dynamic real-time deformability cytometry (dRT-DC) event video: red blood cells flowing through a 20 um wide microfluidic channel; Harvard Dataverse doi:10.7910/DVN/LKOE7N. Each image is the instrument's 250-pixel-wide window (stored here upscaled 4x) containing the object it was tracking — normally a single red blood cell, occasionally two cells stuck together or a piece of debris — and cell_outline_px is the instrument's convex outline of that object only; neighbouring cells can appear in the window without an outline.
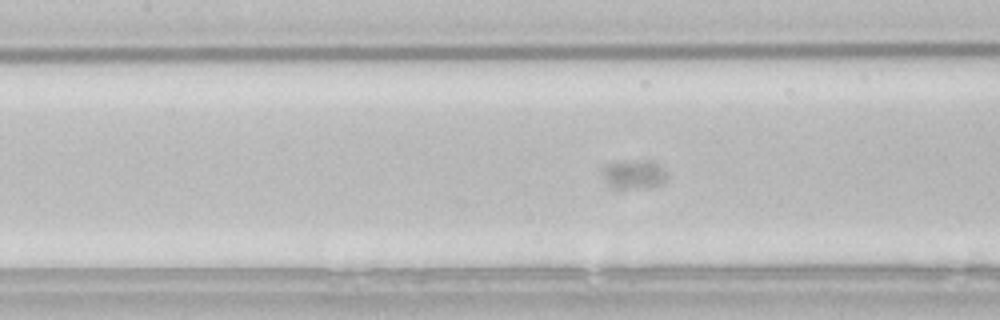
{"species": "common noctule bat (a hibernating species)", "species_latin": "Nyctalus noctula", "temperature_condition": "room temperature", "stored_images_in_passage": 58, "camera_frame_rate_fps": 3000, "um_per_image_px": 0.085, "animal": {"sex": "male", "body_mass_g": 21.5, "forearm_length_mm": 52.0}, "frame": {"image": 1, "passage_image": 22, "time_ms": 7.0, "image_size_px": [1000, 320], "cell_outline_px": [[664, 180], [660, 184], [648, 188], [608, 188], [600, 168], [608, 164], [648, 160], [656, 164], [664, 172]], "centroid_in_image_um": [53.78, 14.86], "position_along_channel_um": 153.6, "area_um2": 10.52}}
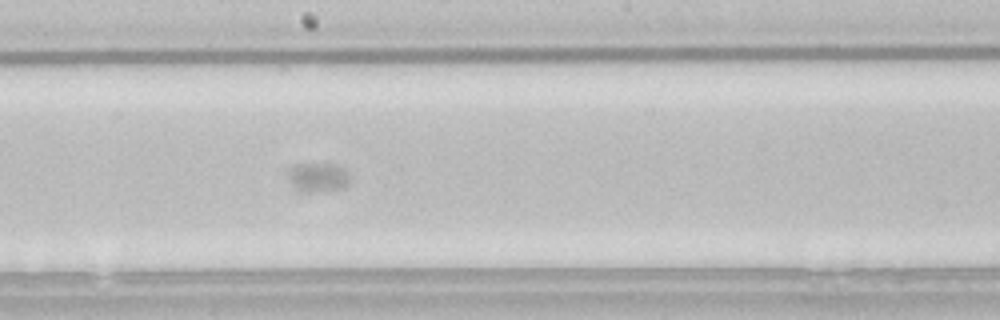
{"frame": {"image": 2, "passage_image": 28, "time_ms": 9.0, "image_size_px": [1000, 320], "cell_outline_px": [[352, 180], [344, 188], [328, 192], [296, 192], [288, 176], [288, 168], [292, 164], [336, 164]], "centroid_in_image_um": [26.99, 15.11], "position_along_channel_um": 221.2, "area_um2": 10.81}}
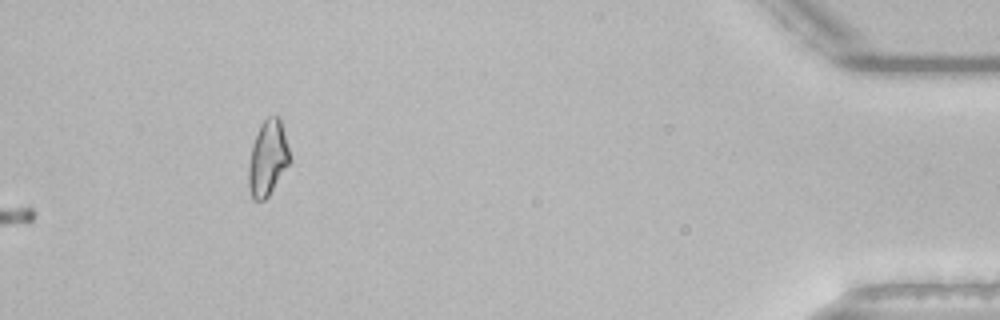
{"frame": {"image": 3, "passage_image": 58, "time_ms": 19.0, "image_size_px": [1000, 320], "cell_outline_px": [[292, 160], [268, 196], [264, 200], [252, 200], [248, 184], [248, 168], [252, 144], [260, 124], [268, 116], [280, 116]], "centroid_in_image_um": [22.77, 13.43], "position_along_channel_um": 412.4, "area_um2": 18.26}}